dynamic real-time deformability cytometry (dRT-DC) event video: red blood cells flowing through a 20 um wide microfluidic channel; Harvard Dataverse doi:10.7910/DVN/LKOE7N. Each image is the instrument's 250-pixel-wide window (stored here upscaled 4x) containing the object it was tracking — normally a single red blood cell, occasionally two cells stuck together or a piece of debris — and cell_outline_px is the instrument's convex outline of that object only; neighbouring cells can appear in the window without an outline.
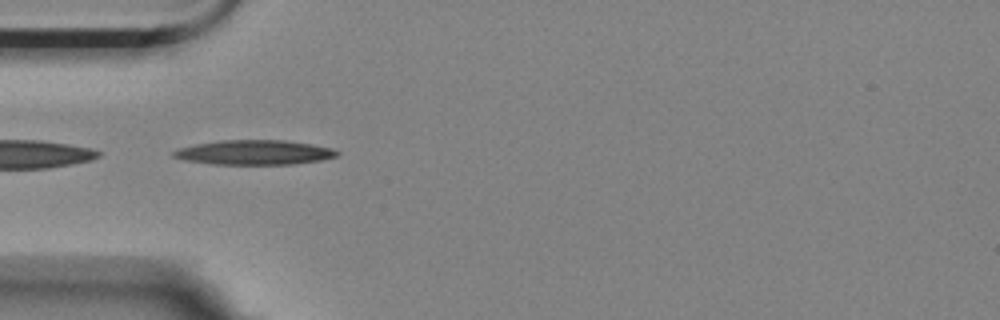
{"species": "Egyptian fruit bat (a non-hibernating species)", "species_latin": "Rousettus aegyptiacus", "temperature_condition": "room temperature", "stored_images_in_passage": 40, "camera_frame_rate_fps": 3000, "um_per_image_px": 0.085, "animal": {"sex": "female"}, "frame": {"image": 1, "passage_image": 1, "time_ms": 0.0, "image_size_px": [1000, 320], "cell_outline_px": [[340, 152], [336, 156], [320, 160], [292, 164], [212, 164], [184, 160], [172, 156], [172, 152], [180, 148], [196, 144], [220, 140], [284, 140], [312, 144], [332, 148]], "centroid_in_image_um": [21.61, 12.95], "position_along_channel_um": 63.4, "area_um2": 23.35}}
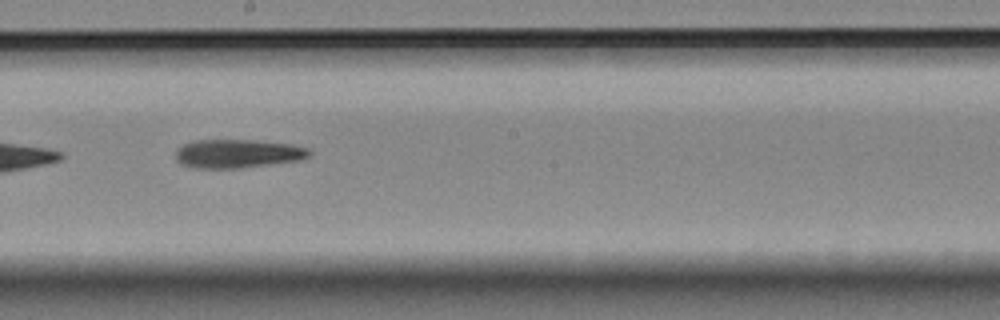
{"frame": {"image": 2, "passage_image": 15, "time_ms": 4.667, "image_size_px": [1000, 320], "cell_outline_px": [[312, 156], [300, 160], [240, 168], [196, 168], [184, 164], [176, 160], [176, 152], [184, 144], [192, 140], [252, 140], [292, 144], [308, 148], [312, 152]], "centroid_in_image_um": [20.26, 13.05], "position_along_channel_um": 227.9, "area_um2": 22.25}}
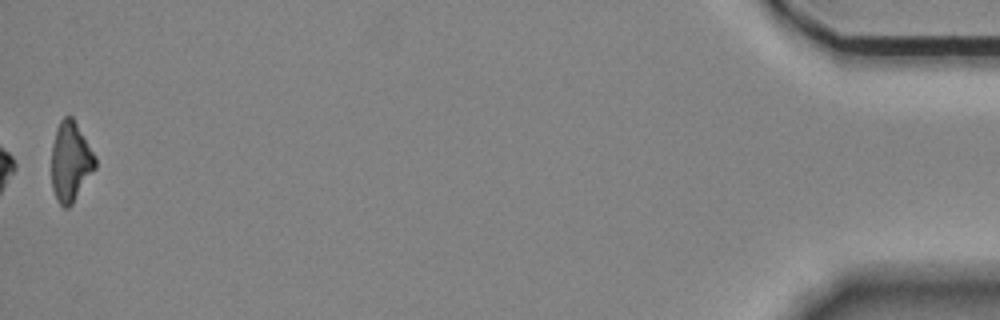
{"frame": {"image": 3, "passage_image": 40, "time_ms": 13.0, "image_size_px": [1000, 320], "cell_outline_px": [[96, 168], [72, 204], [68, 208], [64, 208], [60, 204], [52, 188], [52, 144], [56, 128], [60, 120], [64, 116], [72, 116], [96, 156]], "centroid_in_image_um": [6.0, 13.73], "position_along_channel_um": 429.2, "area_um2": 20.29}}